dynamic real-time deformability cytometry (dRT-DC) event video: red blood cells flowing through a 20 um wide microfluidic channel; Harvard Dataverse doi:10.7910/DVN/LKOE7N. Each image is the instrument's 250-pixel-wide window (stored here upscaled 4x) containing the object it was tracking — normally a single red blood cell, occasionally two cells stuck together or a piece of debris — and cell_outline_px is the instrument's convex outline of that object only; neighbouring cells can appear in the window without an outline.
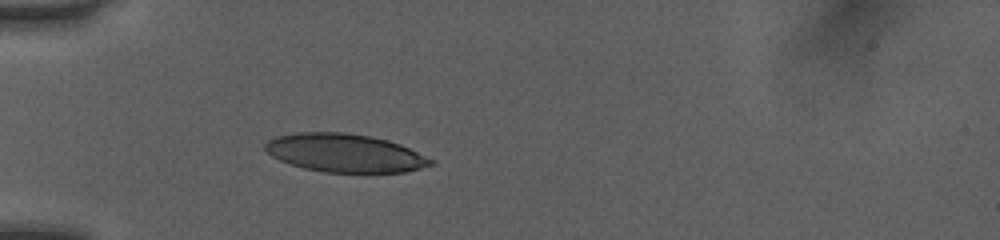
{"species": "human", "species_latin": "Homo sapiens", "temperature_condition": "room temperature", "stored_images_in_passage": 4, "camera_frame_rate_fps": 3000, "um_per_image_px": 0.085, "donor": {"sex": "female"}, "frame": {"image": 1, "passage_image": 1, "time_ms": 0.0, "image_size_px": [1000, 240], "cell_outline_px": [[436, 164], [404, 172], [324, 172], [304, 168], [280, 160], [272, 156], [264, 148], [264, 144], [268, 140], [276, 136], [300, 132], [344, 132], [368, 136], [388, 140], [400, 144], [436, 160]], "centroid_in_image_um": [29.34, 13.0], "position_along_channel_um": 55.7, "area_um2": 36.88}}